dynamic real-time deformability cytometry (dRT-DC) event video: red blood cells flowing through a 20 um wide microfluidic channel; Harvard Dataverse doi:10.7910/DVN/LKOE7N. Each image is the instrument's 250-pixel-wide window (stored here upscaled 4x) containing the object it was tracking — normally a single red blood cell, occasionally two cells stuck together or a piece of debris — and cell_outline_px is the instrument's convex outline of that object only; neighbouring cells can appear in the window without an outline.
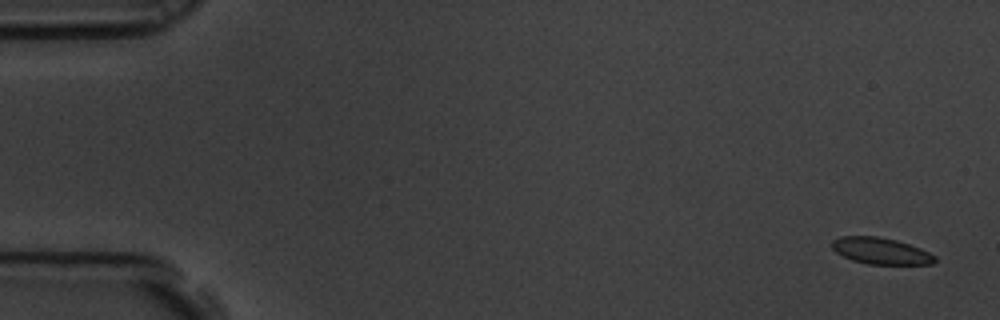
{"species": "common noctule bat (a hibernating species)", "species_latin": "Nyctalus noctula", "temperature_condition": "room temperature", "stored_images_in_passage": 6, "camera_frame_rate_fps": 3000, "um_per_image_px": 0.085, "animal": {"sex": "male", "body_mass_g": 19.5, "forearm_length_mm": 54.6}, "frame": {"image": 1, "passage_image": 1, "time_ms": 0.0, "image_size_px": [1000, 320], "cell_outline_px": [[936, 260], [932, 264], [868, 264], [852, 260], [836, 252], [832, 248], [832, 240], [840, 236], [880, 236], [896, 240], [920, 248], [936, 256]], "centroid_in_image_um": [74.86, 21.32], "position_along_channel_um": 10.1, "area_um2": 15.84}}